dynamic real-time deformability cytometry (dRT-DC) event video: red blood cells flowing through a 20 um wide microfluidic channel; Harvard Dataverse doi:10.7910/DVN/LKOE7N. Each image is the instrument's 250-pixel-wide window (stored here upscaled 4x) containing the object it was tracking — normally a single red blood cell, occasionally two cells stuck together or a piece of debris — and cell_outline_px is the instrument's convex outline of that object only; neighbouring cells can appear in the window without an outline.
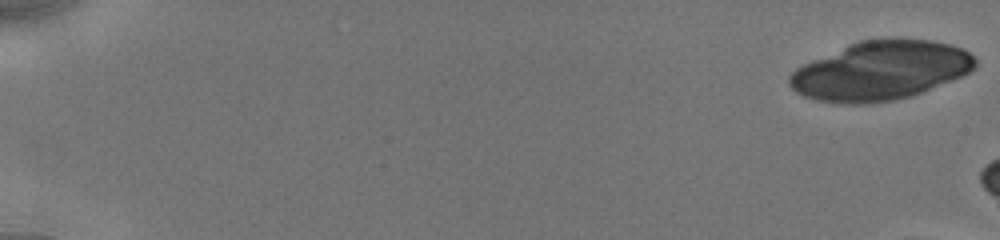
{"species": "human", "species_latin": "Homo sapiens", "temperature_condition": "cold", "stored_images_in_passage": 11, "camera_frame_rate_fps": 3000, "um_per_image_px": 0.085, "donor": {"sex": "male"}, "frame": {"image": 1, "passage_image": 1, "time_ms": 0.0, "image_size_px": [1000, 240], "cell_outline_px": [[976, 68], [960, 76], [912, 96], [896, 100], [868, 104], [840, 104], [816, 100], [804, 96], [796, 92], [788, 84], [788, 76], [796, 68], [812, 60], [848, 44], [860, 40], [932, 40], [948, 44], [960, 48], [968, 52], [976, 60]], "centroid_in_image_um": [74.79, 6.03], "position_along_channel_um": 10.2, "area_um2": 63.35}}